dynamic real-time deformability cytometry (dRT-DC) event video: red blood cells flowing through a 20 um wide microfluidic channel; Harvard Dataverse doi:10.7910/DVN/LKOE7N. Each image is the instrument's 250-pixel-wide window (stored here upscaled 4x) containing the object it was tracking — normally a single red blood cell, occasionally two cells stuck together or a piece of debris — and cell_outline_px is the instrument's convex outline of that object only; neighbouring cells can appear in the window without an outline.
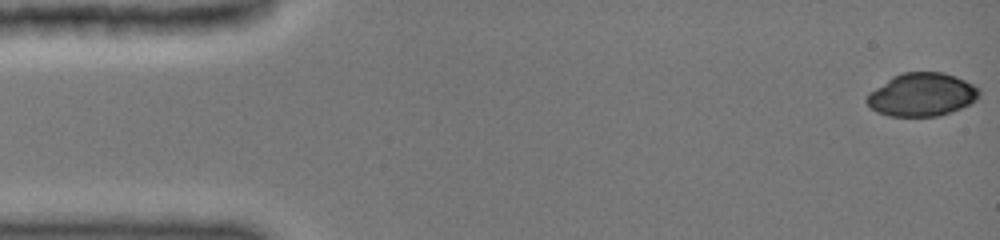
{"species": "common noctule bat (a hibernating species)", "species_latin": "Nyctalus noctula", "temperature_condition": "cold", "stored_images_in_passage": 23, "camera_frame_rate_fps": 3000, "um_per_image_px": 0.085, "animal": {"sex": "female", "body_mass_g": 19.0, "forearm_length_mm": 51.5}, "frame": {"image": 1, "passage_image": 1, "time_ms": 0.0, "image_size_px": [1000, 240], "cell_outline_px": [[980, 96], [976, 100], [960, 108], [936, 116], [888, 116], [876, 112], [864, 100], [868, 92], [892, 76], [904, 72], [940, 72], [956, 76], [980, 88]], "centroid_in_image_um": [78.32, 8.04], "position_along_channel_um": 6.7, "area_um2": 28.32}}
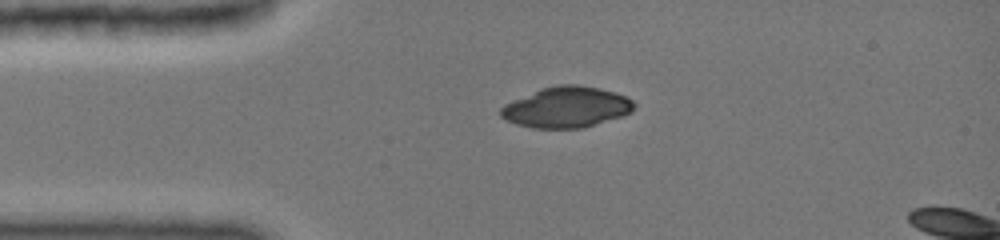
{"frame": {"image": 2, "passage_image": 16, "time_ms": 3.333, "image_size_px": [1000, 240], "cell_outline_px": [[636, 108], [632, 112], [624, 116], [584, 128], [532, 128], [516, 124], [500, 116], [500, 108], [504, 104], [544, 88], [560, 84], [576, 84], [596, 88], [612, 92], [624, 96], [632, 100], [636, 104]], "centroid_in_image_um": [48.19, 9.13], "position_along_channel_um": 36.8, "area_um2": 31.5}}